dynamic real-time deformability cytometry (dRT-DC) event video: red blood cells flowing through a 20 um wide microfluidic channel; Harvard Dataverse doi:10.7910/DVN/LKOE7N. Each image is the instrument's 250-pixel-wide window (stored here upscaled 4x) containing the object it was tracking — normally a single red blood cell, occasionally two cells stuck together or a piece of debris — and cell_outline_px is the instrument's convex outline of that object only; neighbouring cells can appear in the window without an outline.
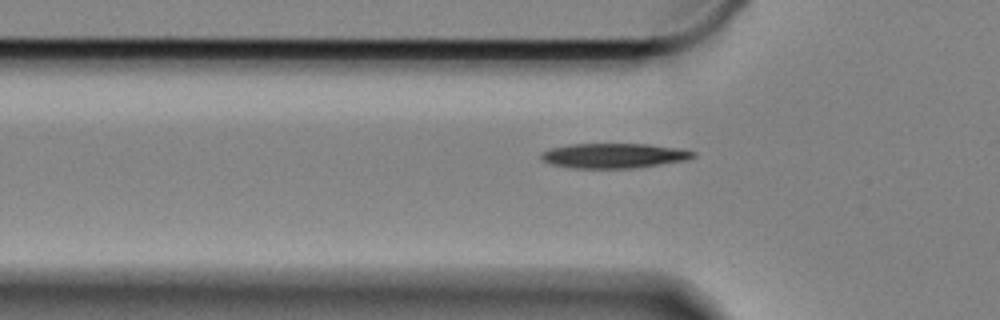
{"species": "Egyptian fruit bat (a non-hibernating species)", "species_latin": "Rousettus aegyptiacus", "temperature_condition": "cold", "stored_images_in_passage": 39, "camera_frame_rate_fps": 3000, "um_per_image_px": 0.085, "animal": {"sex": "female"}, "frame": {"image": 1, "passage_image": 5, "time_ms": 1.333, "image_size_px": [1000, 320], "cell_outline_px": [[696, 156], [688, 160], [632, 168], [576, 168], [552, 164], [540, 160], [540, 152], [548, 148], [568, 144], [648, 144], [684, 148], [696, 152]], "centroid_in_image_um": [52.19, 13.22], "position_along_channel_um": 73.6, "area_um2": 22.31}}
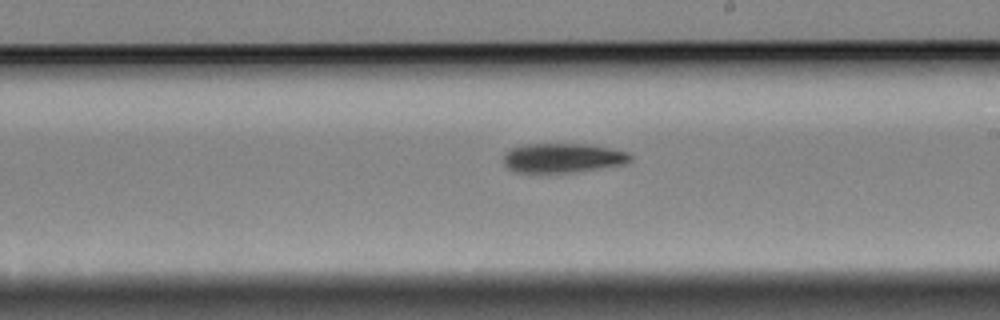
{"frame": {"image": 2, "passage_image": 20, "time_ms": 6.333, "image_size_px": [1000, 320], "cell_outline_px": [[632, 160], [624, 164], [568, 172], [520, 172], [508, 168], [504, 164], [504, 152], [508, 148], [520, 144], [588, 144], [628, 152], [632, 156]], "centroid_in_image_um": [47.78, 13.4], "position_along_channel_um": 241.2, "area_um2": 21.56}}
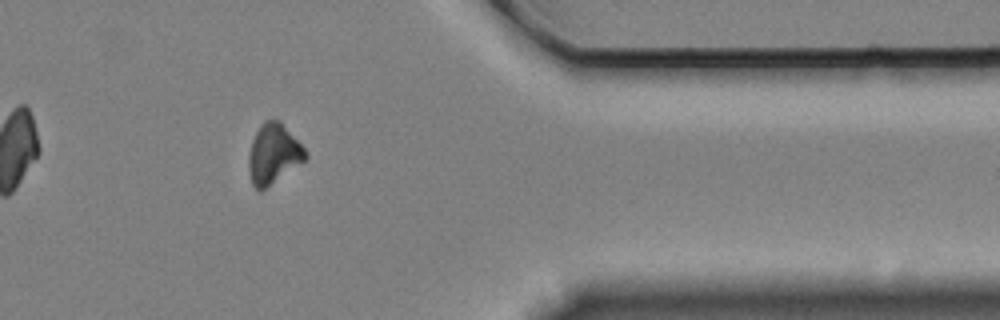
{"frame": {"image": 3, "passage_image": 35, "time_ms": 11.333, "image_size_px": [1000, 320], "cell_outline_px": [[308, 156], [304, 160], [260, 192], [252, 184], [248, 168], [248, 156], [252, 140], [260, 124], [264, 120], [280, 120], [308, 152]], "centroid_in_image_um": [23.22, 13.06], "position_along_channel_um": 388.2, "area_um2": 19.65}}